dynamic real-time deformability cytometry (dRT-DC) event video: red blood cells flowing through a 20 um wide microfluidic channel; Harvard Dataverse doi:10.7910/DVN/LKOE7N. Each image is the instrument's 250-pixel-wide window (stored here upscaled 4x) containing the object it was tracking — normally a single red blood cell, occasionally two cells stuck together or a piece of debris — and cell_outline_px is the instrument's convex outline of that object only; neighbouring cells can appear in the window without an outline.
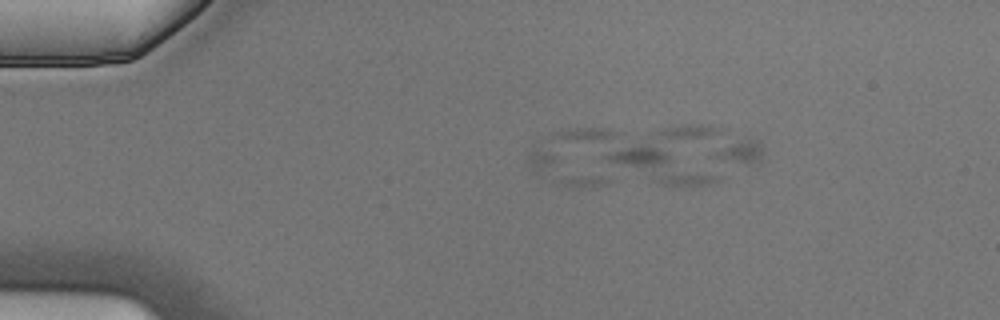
{"species": "Egyptian fruit bat (a non-hibernating species)", "species_latin": "Rousettus aegyptiacus", "temperature_condition": "cold", "stored_images_in_passage": 6, "camera_frame_rate_fps": 3000, "um_per_image_px": 0.085, "animal": {"sex": "male"}, "frame": {"image": 1, "passage_image": 3, "time_ms": 0.667, "image_size_px": [1000, 320], "cell_outline_px": [[612, 180], [608, 184], [576, 188], [572, 188], [540, 176], [524, 160], [528, 152], [532, 148], [556, 156], [604, 176]], "centroid_in_image_um": [47.88, 14.51], "position_along_channel_um": 37.1, "area_um2": 12.14}}